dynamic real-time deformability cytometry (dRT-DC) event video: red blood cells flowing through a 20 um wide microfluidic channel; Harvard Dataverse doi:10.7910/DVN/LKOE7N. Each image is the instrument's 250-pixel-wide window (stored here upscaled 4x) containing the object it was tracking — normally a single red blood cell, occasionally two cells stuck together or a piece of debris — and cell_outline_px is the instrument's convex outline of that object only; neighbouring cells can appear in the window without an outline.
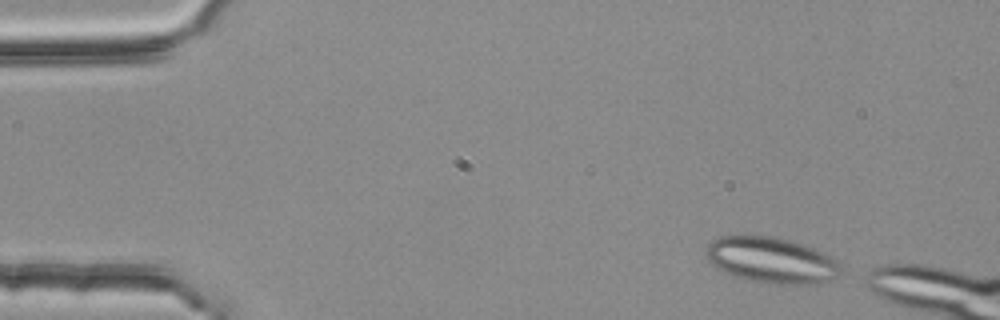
{"species": "common noctule bat (a hibernating species)", "species_latin": "Nyctalus noctula", "temperature_condition": "room temperature", "stored_images_in_passage": 11, "camera_frame_rate_fps": 3000, "um_per_image_px": 0.085, "animal": {"sex": "female", "body_mass_g": 25.1}, "frame": {"image": 1, "passage_image": 1, "time_ms": 0.0, "image_size_px": [1000, 320], "cell_outline_px": [[840, 272], [836, 276], [824, 284], [768, 284], [748, 280], [732, 276], [724, 272], [708, 260], [704, 256], [704, 248], [712, 240], [720, 236], [772, 236], [792, 240], [832, 256], [840, 264]], "centroid_in_image_um": [65.55, 22.12], "position_along_channel_um": 19.4, "area_um2": 36.41}}